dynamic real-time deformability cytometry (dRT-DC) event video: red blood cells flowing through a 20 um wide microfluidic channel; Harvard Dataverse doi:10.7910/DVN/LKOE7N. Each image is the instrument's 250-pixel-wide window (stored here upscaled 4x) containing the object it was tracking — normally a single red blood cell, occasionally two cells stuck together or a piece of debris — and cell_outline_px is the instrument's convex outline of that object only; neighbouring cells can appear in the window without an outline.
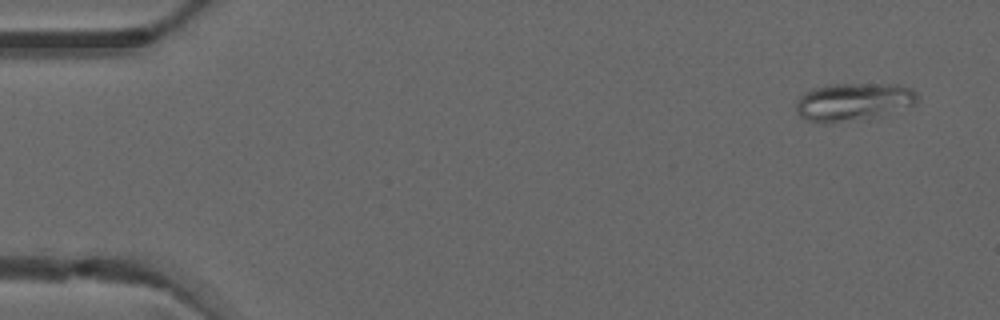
{"species": "common noctule bat (a hibernating species)", "species_latin": "Nyctalus noctula", "temperature_condition": "warm", "stored_images_in_passage": 4, "camera_frame_rate_fps": 3000, "um_per_image_px": 0.085, "animal": {"sex": "male", "forearm_length_mm": 52.5}, "frame": {"image": 1, "passage_image": 1, "time_ms": 0.0, "image_size_px": [1000, 320], "cell_outline_px": [[916, 104], [872, 116], [832, 124], [824, 124], [804, 120], [796, 112], [796, 104], [800, 96], [804, 92], [812, 88], [828, 84], [900, 84], [912, 88], [916, 92]], "centroid_in_image_um": [72.45, 8.64], "position_along_channel_um": 12.6, "area_um2": 26.65}}